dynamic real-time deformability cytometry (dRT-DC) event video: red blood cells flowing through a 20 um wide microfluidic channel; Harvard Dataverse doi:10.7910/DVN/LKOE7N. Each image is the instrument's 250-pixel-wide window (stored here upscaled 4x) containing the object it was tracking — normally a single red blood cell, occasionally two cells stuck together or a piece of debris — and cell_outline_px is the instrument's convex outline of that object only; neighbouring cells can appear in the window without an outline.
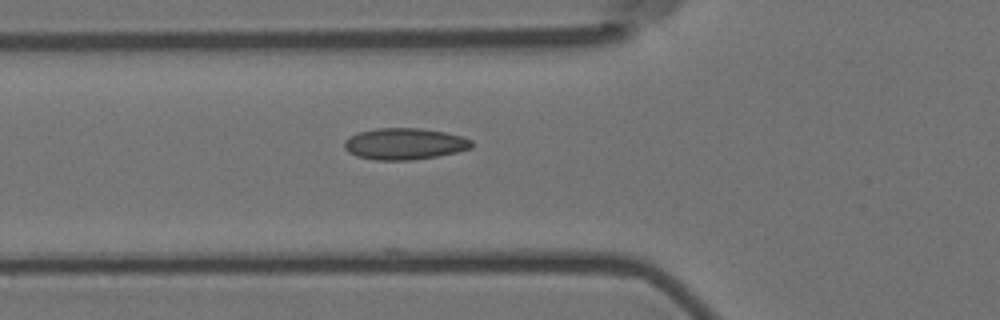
{"species": "Egyptian fruit bat (a non-hibernating species)", "species_latin": "Rousettus aegyptiacus", "temperature_condition": "room temperature", "stored_images_in_passage": 7, "camera_frame_rate_fps": 3000, "um_per_image_px": 0.085, "animal": {"sex": "female"}, "frame": {"image": 1, "passage_image": 4, "time_ms": 1.0, "image_size_px": [1000, 320], "cell_outline_px": [[472, 148], [456, 152], [436, 156], [408, 160], [376, 160], [356, 156], [348, 152], [344, 148], [344, 140], [360, 132], [376, 128], [420, 128], [444, 132], [464, 136], [472, 140]], "centroid_in_image_um": [34.39, 12.22], "position_along_channel_um": 91.4, "area_um2": 23.29}}